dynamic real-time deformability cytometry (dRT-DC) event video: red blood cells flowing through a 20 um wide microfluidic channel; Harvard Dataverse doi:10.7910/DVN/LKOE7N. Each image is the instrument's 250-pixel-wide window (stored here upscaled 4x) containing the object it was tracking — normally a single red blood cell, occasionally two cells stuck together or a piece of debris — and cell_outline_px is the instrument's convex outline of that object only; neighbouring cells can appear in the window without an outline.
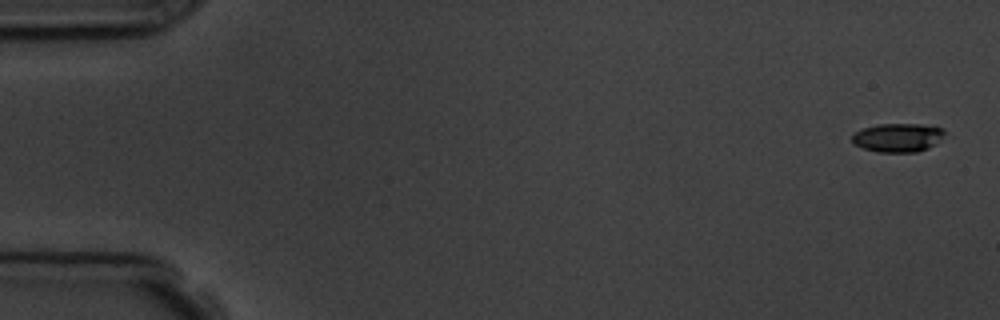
{"species": "common noctule bat (a hibernating species)", "species_latin": "Nyctalus noctula", "temperature_condition": "room temperature", "stored_images_in_passage": 5, "camera_frame_rate_fps": 3000, "um_per_image_px": 0.085, "animal": {"sex": "male", "body_mass_g": 19.5, "forearm_length_mm": 54.6}, "frame": {"image": 1, "passage_image": 1, "time_ms": 0.0, "image_size_px": [1000, 320], "cell_outline_px": [[944, 132], [936, 144], [928, 148], [916, 152], [876, 152], [864, 148], [856, 144], [852, 140], [852, 136], [856, 132], [864, 128], [880, 124], [920, 124], [944, 128]], "centroid_in_image_um": [76.33, 11.7], "position_along_channel_um": 8.7, "area_um2": 15.26}}
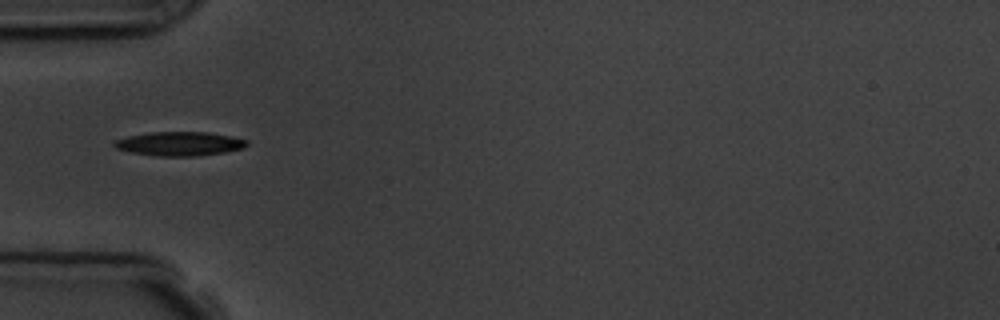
{"frame": {"image": 2, "passage_image": 5, "time_ms": 5.333, "image_size_px": [1000, 320], "cell_outline_px": [[248, 144], [244, 148], [224, 152], [196, 156], [156, 156], [132, 152], [116, 148], [112, 144], [116, 140], [128, 136], [148, 132], [208, 132], [232, 136], [248, 140]], "centroid_in_image_um": [15.29, 12.21], "position_along_channel_um": 69.7, "area_um2": 18.55}}